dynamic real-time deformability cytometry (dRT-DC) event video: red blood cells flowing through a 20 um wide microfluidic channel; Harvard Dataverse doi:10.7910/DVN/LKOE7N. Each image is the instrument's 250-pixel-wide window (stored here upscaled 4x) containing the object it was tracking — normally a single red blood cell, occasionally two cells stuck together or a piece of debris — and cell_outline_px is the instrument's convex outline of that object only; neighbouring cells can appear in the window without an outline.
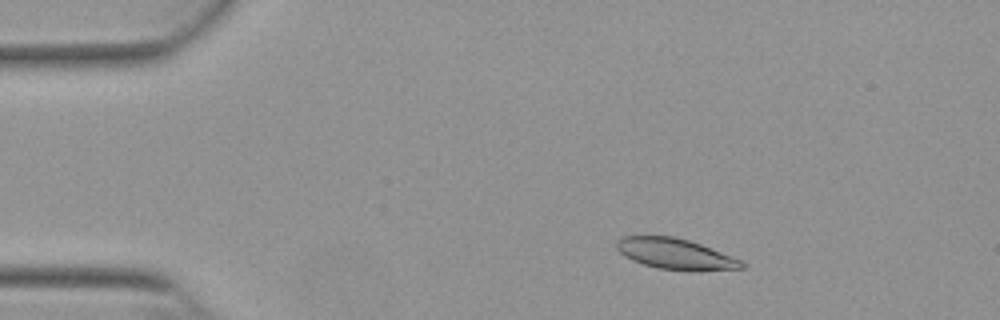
{"species": "Egyptian fruit bat (a non-hibernating species)", "species_latin": "Rousettus aegyptiacus", "temperature_condition": "warm", "stored_images_in_passage": 52, "camera_frame_rate_fps": 3000, "um_per_image_px": 0.085, "animal": {"sex": "female"}, "frame": {"image": 1, "passage_image": 8, "time_ms": 2.333, "image_size_px": [1000, 320], "cell_outline_px": [[744, 268], [696, 272], [688, 272], [656, 268], [632, 260], [624, 256], [616, 248], [616, 240], [620, 236], [676, 236], [700, 244], [740, 260], [744, 264]], "centroid_in_image_um": [57.37, 21.6], "position_along_channel_um": 27.6, "area_um2": 22.66}}
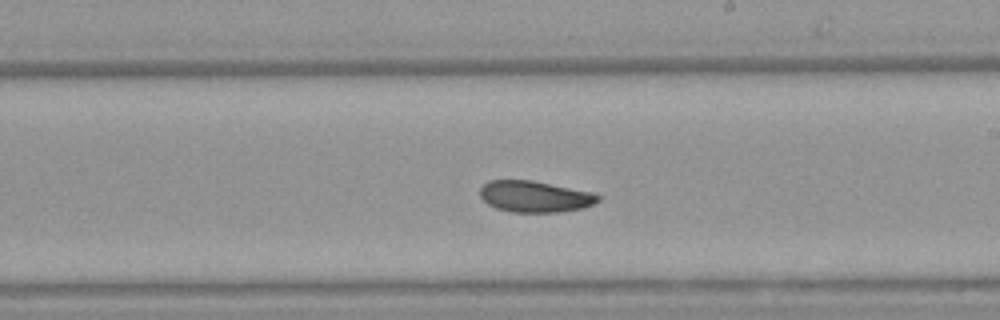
{"frame": {"image": 2, "passage_image": 30, "time_ms": 9.667, "image_size_px": [1000, 320], "cell_outline_px": [[600, 200], [596, 204], [584, 208], [556, 212], [512, 212], [496, 208], [488, 204], [480, 196], [480, 188], [488, 180], [532, 180], [592, 192], [600, 196]], "centroid_in_image_um": [45.48, 16.7], "position_along_channel_um": 243.5, "area_um2": 21.62}}
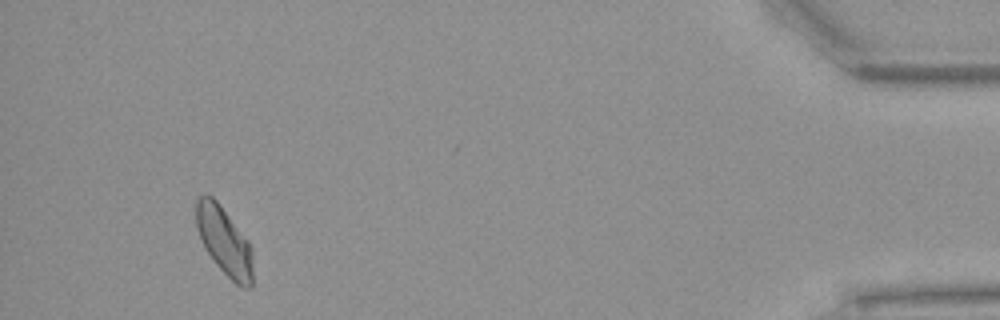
{"frame": {"image": 3, "passage_image": 49, "time_ms": 16.0, "image_size_px": [1000, 320], "cell_outline_px": [[252, 284], [248, 288], [244, 288], [236, 284], [216, 264], [204, 248], [200, 240], [196, 224], [196, 200], [204, 192], [212, 196], [216, 200], [248, 240], [252, 248]], "centroid_in_image_um": [19.05, 20.47], "position_along_channel_um": 416.2, "area_um2": 22.48}, "authors_computed_cell_mechanics": {"area_um2": 22.3975, "velocity_mm_per_s": 3.8365, "shape_relaxation_time_tau1_ms": 7.542, "shape_relaxation_time_tau2_ms": 4.1371, "deformation_change_tau1": 0.1648, "deformation_change_tau2": 0.0872}}